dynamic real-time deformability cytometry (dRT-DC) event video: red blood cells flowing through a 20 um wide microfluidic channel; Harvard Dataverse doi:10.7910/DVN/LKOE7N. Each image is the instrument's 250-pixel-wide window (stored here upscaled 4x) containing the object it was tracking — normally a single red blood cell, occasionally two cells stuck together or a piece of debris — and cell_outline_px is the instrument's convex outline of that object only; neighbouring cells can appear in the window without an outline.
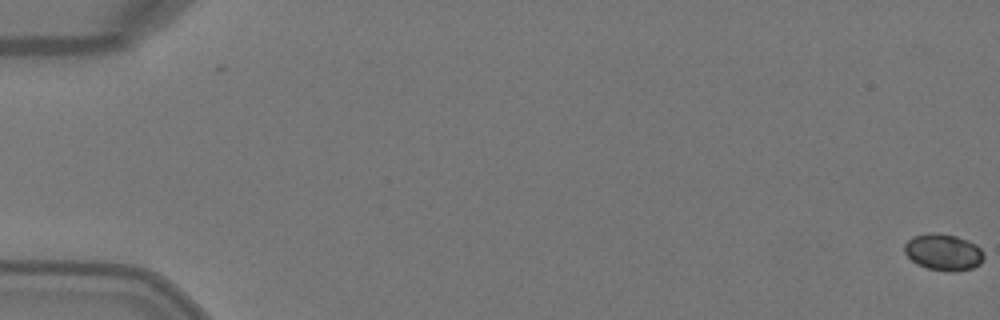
{"species": "Egyptian fruit bat (a non-hibernating species)", "species_latin": "Rousettus aegyptiacus", "temperature_condition": "warm", "stored_images_in_passage": 3, "camera_frame_rate_fps": 3000, "um_per_image_px": 0.085, "animal": {"sex": "female"}, "frame": {"image": 1, "passage_image": 1, "time_ms": 0.0, "image_size_px": [1000, 320], "cell_outline_px": [[984, 260], [980, 264], [972, 268], [956, 272], [948, 272], [928, 268], [916, 264], [904, 252], [904, 244], [912, 236], [932, 232], [956, 236], [968, 240], [976, 244], [984, 252]], "centroid_in_image_um": [80.2, 21.44], "position_along_channel_um": 4.8, "area_um2": 17.11}}